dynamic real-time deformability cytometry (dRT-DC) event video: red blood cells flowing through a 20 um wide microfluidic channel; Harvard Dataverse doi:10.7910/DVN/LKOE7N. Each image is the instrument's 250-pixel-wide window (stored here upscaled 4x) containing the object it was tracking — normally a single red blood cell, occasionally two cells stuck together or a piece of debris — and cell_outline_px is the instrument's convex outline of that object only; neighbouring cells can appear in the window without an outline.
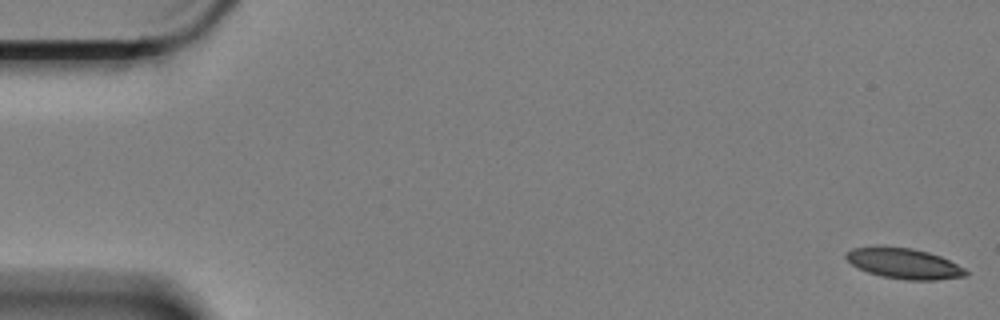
{"species": "Egyptian fruit bat (a non-hibernating species)", "species_latin": "Rousettus aegyptiacus", "temperature_condition": "cold", "stored_images_in_passage": 61, "camera_frame_rate_fps": 3000, "um_per_image_px": 0.085, "animal": {"sex": "female"}, "frame": {"image": 1, "passage_image": 1, "time_ms": 0.0, "image_size_px": [1000, 320], "cell_outline_px": [[968, 276], [936, 280], [908, 280], [884, 276], [868, 272], [852, 264], [844, 256], [844, 252], [852, 248], [876, 244], [884, 244], [912, 248], [928, 252], [940, 256], [964, 268], [968, 272]], "centroid_in_image_um": [76.79, 22.35], "position_along_channel_um": 8.2, "area_um2": 21.68}}
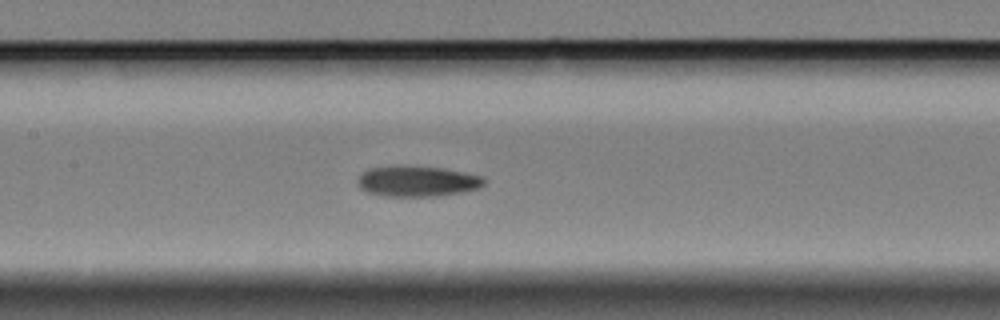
{"frame": {"image": 2, "passage_image": 28, "time_ms": 9.0, "image_size_px": [1000, 320], "cell_outline_px": [[484, 184], [480, 188], [464, 192], [440, 196], [384, 196], [368, 192], [360, 188], [356, 180], [368, 168], [444, 168], [484, 176]], "centroid_in_image_um": [35.54, 15.45], "position_along_channel_um": 171.9, "area_um2": 21.96}}
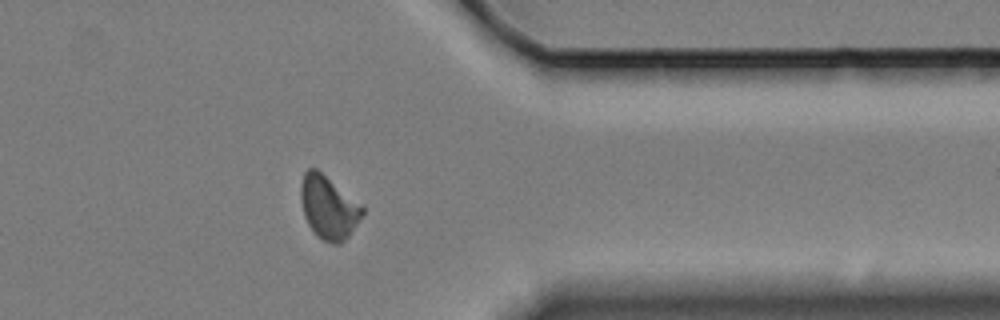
{"frame": {"image": 3, "passage_image": 48, "time_ms": 15.667, "image_size_px": [1000, 320], "cell_outline_px": [[364, 212], [348, 236], [340, 244], [332, 244], [316, 236], [308, 224], [304, 216], [300, 200], [300, 184], [304, 172], [308, 168], [316, 168], [364, 204]], "centroid_in_image_um": [27.92, 17.6], "position_along_channel_um": 383.5, "area_um2": 23.0}}